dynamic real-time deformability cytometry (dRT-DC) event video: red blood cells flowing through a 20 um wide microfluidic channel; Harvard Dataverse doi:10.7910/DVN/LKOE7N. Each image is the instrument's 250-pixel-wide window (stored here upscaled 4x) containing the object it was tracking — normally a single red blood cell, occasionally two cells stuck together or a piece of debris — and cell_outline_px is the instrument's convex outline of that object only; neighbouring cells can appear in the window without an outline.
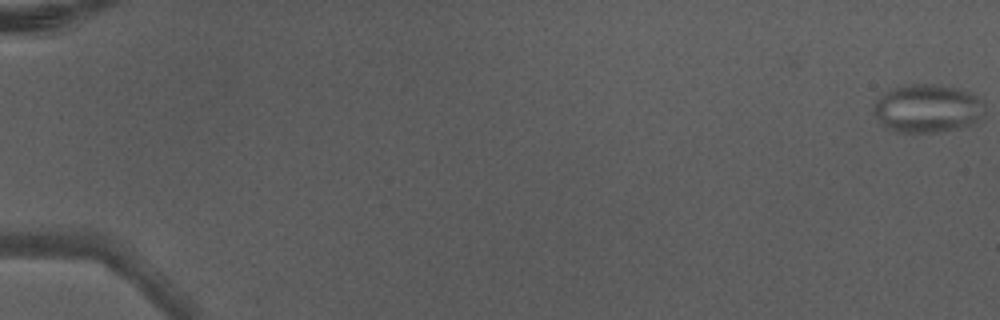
{"species": "Egyptian fruit bat (a non-hibernating species)", "species_latin": "Rousettus aegyptiacus", "temperature_condition": "warm", "stored_images_in_passage": 7, "camera_frame_rate_fps": 3000, "um_per_image_px": 0.085, "animal": {"sex": "male"}, "frame": {"image": 1, "passage_image": 1, "time_ms": 0.0, "image_size_px": [1000, 320], "cell_outline_px": [[984, 116], [976, 124], [960, 128], [936, 132], [892, 132], [884, 128], [880, 124], [872, 108], [872, 104], [884, 92], [892, 88], [904, 84], [932, 84], [956, 88], [968, 92], [984, 100]], "centroid_in_image_um": [78.82, 9.23], "position_along_channel_um": 6.2, "area_um2": 31.91}}